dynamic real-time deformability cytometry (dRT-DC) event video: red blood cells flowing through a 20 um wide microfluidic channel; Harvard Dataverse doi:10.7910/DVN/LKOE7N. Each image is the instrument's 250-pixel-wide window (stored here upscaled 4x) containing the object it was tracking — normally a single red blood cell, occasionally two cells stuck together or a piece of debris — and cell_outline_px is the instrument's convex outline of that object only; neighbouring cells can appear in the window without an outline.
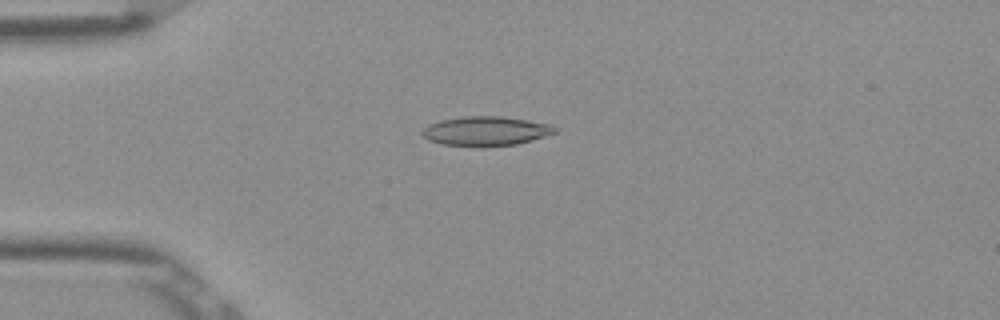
{"species": "Egyptian fruit bat (a non-hibernating species)", "species_latin": "Rousettus aegyptiacus", "temperature_condition": "room temperature", "stored_images_in_passage": 45, "camera_frame_rate_fps": 3000, "um_per_image_px": 0.085, "frame": {"image": 1, "passage_image": 6, "time_ms": 1.667, "image_size_px": [1000, 320], "cell_outline_px": [[556, 132], [532, 140], [516, 144], [480, 148], [444, 144], [428, 140], [420, 132], [428, 124], [440, 120], [464, 116], [500, 116], [552, 124], [556, 128]], "centroid_in_image_um": [41.27, 11.15], "position_along_channel_um": 43.7, "area_um2": 22.89}}
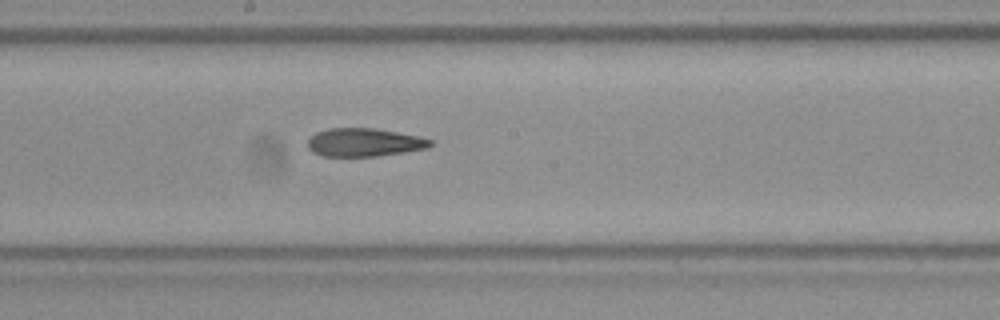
{"frame": {"image": 2, "passage_image": 21, "time_ms": 6.667, "image_size_px": [1000, 320], "cell_outline_px": [[432, 144], [428, 148], [404, 152], [376, 156], [320, 156], [312, 152], [308, 148], [308, 140], [316, 132], [328, 128], [372, 128], [396, 132], [416, 136], [432, 140]], "centroid_in_image_um": [30.92, 12.11], "position_along_channel_um": 217.3, "area_um2": 20.06}}
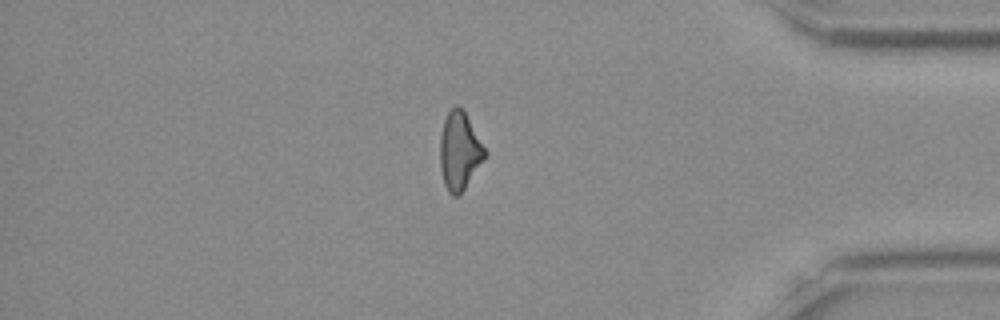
{"frame": {"image": 3, "passage_image": 37, "time_ms": 12.0, "image_size_px": [1000, 320], "cell_outline_px": [[484, 156], [464, 188], [456, 196], [452, 196], [448, 192], [444, 184], [440, 168], [440, 136], [444, 120], [448, 112], [456, 104], [460, 104], [464, 108], [484, 148]], "centroid_in_image_um": [39.01, 12.76], "position_along_channel_um": 396.2, "area_um2": 19.88}, "authors_computed_cell_mechanics": {"area_um2": 20.8658, "velocity_mm_per_s": 3.9067, "shape_relaxation_time_tau1_ms": null, "shape_relaxation_time_tau2_ms": 5.2819, "deformation_change_tau1": null, "deformation_change_tau2": 0.152}}